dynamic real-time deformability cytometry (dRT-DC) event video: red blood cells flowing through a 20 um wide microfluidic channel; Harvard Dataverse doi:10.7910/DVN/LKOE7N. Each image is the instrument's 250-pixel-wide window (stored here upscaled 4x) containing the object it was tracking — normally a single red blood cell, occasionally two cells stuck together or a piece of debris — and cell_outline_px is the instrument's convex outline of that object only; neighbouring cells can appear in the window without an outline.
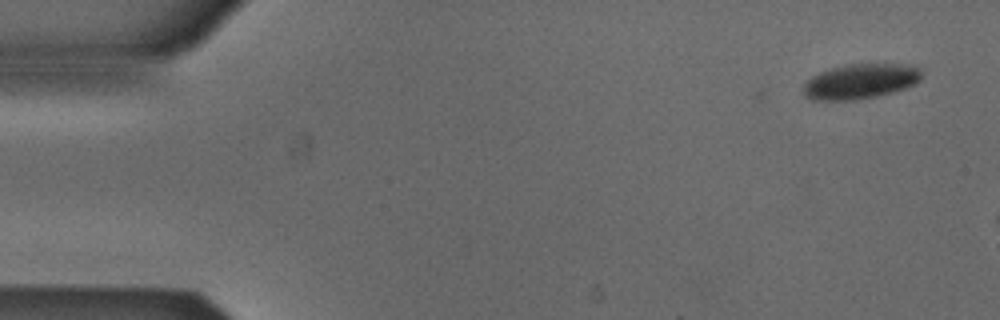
{"species": "Egyptian fruit bat (a non-hibernating species)", "species_latin": "Rousettus aegyptiacus", "temperature_condition": "cold", "stored_images_in_passage": 4, "camera_frame_rate_fps": 3000, "um_per_image_px": 0.085, "animal": {"sex": "male"}, "frame": {"image": 1, "passage_image": 1, "time_ms": 0.0, "image_size_px": [1000, 320], "cell_outline_px": [[920, 80], [916, 84], [892, 92], [876, 96], [856, 100], [812, 100], [804, 96], [804, 84], [812, 76], [820, 72], [832, 68], [848, 64], [904, 64], [920, 68]], "centroid_in_image_um": [73.12, 6.92], "position_along_channel_um": 11.9, "area_um2": 23.99}}